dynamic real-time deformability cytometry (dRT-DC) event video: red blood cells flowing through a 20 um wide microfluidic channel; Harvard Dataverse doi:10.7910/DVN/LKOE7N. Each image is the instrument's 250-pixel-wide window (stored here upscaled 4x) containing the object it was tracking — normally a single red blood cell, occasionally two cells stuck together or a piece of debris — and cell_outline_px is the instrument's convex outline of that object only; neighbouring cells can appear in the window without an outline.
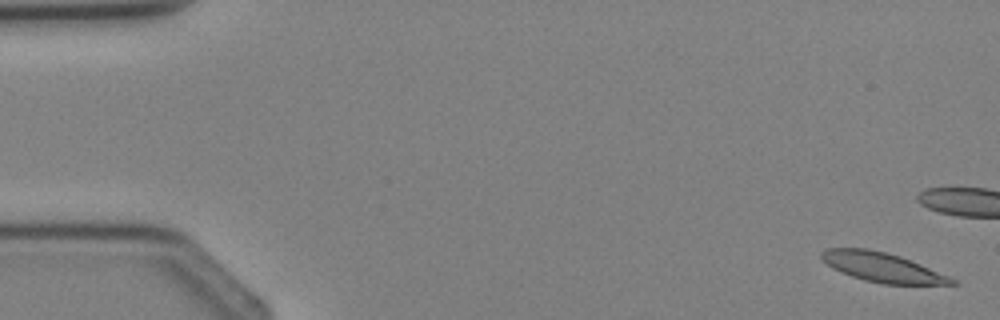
{"species": "Egyptian fruit bat (a non-hibernating species)", "species_latin": "Rousettus aegyptiacus", "temperature_condition": "cold", "stored_images_in_passage": 4, "camera_frame_rate_fps": 3000, "um_per_image_px": 0.085, "animal": {"sex": "female"}, "frame": {"image": 1, "passage_image": 1, "time_ms": 0.0, "image_size_px": [1000, 320], "cell_outline_px": [[960, 284], [884, 284], [864, 280], [852, 276], [832, 268], [820, 256], [820, 252], [828, 248], [868, 248], [900, 256], [920, 264], [948, 276], [956, 280]], "centroid_in_image_um": [74.98, 22.71], "position_along_channel_um": 10.0, "area_um2": 22.02}}